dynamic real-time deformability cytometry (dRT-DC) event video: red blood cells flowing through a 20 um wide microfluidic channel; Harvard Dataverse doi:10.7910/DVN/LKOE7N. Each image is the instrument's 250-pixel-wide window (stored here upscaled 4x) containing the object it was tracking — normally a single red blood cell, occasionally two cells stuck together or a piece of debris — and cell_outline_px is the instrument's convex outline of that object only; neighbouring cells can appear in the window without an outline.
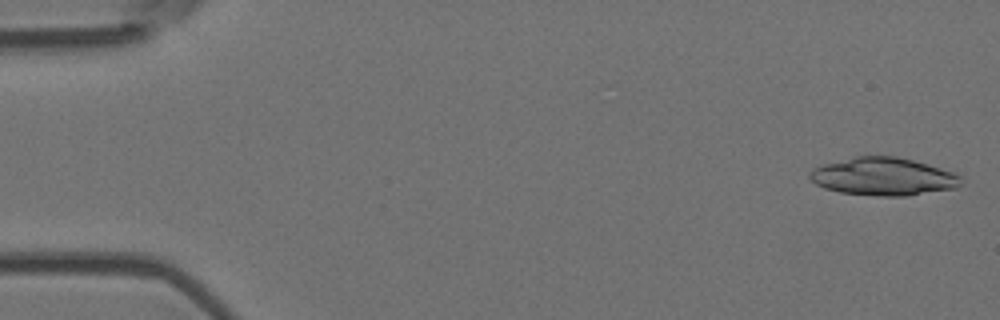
{"species": "Egyptian fruit bat (a non-hibernating species)", "species_latin": "Rousettus aegyptiacus", "temperature_condition": "room temperature", "stored_images_in_passage": 49, "camera_frame_rate_fps": 3000, "um_per_image_px": 0.085, "animal": {"sex": "female"}, "frame": {"image": 1, "passage_image": 1, "time_ms": 0.0, "image_size_px": [1000, 320], "cell_outline_px": [[960, 184], [956, 188], [908, 196], [880, 196], [840, 192], [824, 188], [816, 184], [808, 176], [812, 168], [824, 164], [856, 156], [896, 156], [928, 164], [952, 172], [960, 176]], "centroid_in_image_um": [75.07, 15.01], "position_along_channel_um": 9.9, "area_um2": 33.18}}